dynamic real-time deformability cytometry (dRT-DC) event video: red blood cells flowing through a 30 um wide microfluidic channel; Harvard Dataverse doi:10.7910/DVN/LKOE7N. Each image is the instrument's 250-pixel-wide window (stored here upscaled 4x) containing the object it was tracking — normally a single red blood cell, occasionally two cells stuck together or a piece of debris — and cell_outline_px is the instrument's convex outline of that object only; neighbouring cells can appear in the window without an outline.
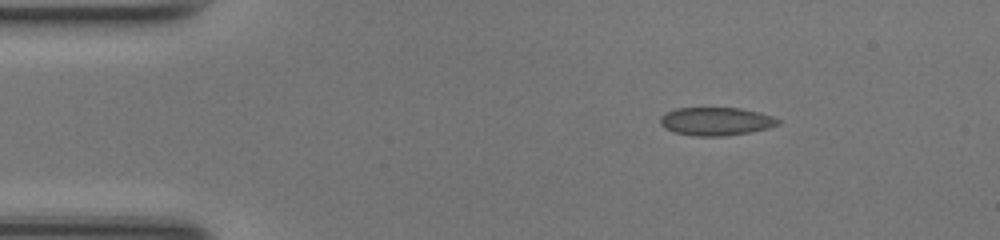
{"species": "common noctule bat (a hibernating species)", "species_latin": "Nyctalus noctula", "temperature_condition": "room temperature", "stored_images_in_passage": 42, "camera_frame_rate_fps": 3000, "um_per_image_px": 0.085, "animal": {"sex": "female", "body_mass_g": 17.0, "forearm_length_mm": 48.0}, "frame": {"image": 1, "passage_image": 1, "time_ms": 0.0, "image_size_px": [1000, 240], "cell_outline_px": [[780, 124], [768, 128], [748, 132], [724, 136], [696, 136], [676, 132], [664, 128], [660, 124], [660, 116], [664, 112], [676, 108], [740, 108], [760, 112], [772, 116], [780, 120]], "centroid_in_image_um": [60.84, 10.3], "position_along_channel_um": 24.2, "area_um2": 19.36}}
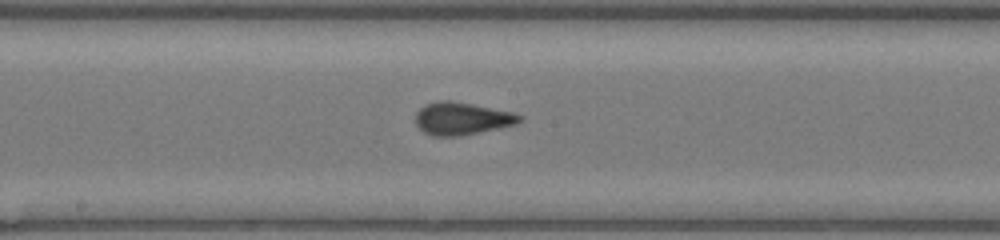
{"frame": {"image": 2, "passage_image": 19, "time_ms": 6.0, "image_size_px": [1000, 240], "cell_outline_px": [[524, 120], [516, 124], [500, 128], [460, 136], [432, 136], [424, 132], [416, 124], [416, 112], [424, 104], [440, 100], [448, 100], [472, 104], [512, 112], [520, 116]], "centroid_in_image_um": [39.24, 10.08], "position_along_channel_um": 209.0, "area_um2": 19.71}}
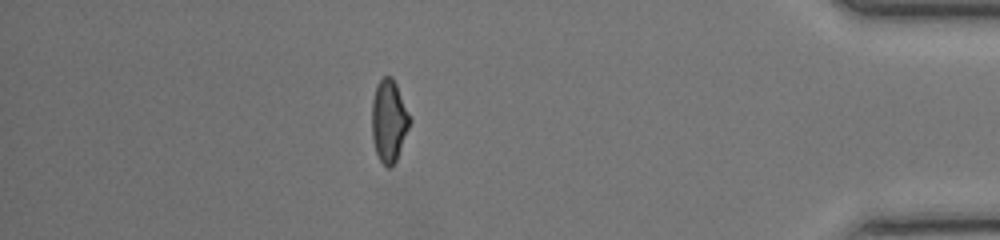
{"frame": {"image": 3, "passage_image": 36, "time_ms": 11.667, "image_size_px": [1000, 240], "cell_outline_px": [[412, 120], [396, 160], [392, 168], [388, 168], [380, 160], [376, 152], [372, 140], [372, 100], [376, 84], [384, 76], [392, 76], [396, 84]], "centroid_in_image_um": [33.05, 10.27], "position_along_channel_um": 402.1, "area_um2": 18.21}, "authors_computed_cell_mechanics": {"area_um2": 18.9584, "velocity_mm_per_s": 4.2525, "shape_relaxation_time_tau1_ms": 3.8725, "shape_relaxation_time_tau2_ms": null, "deformation_change_tau1": 0.1309, "deformation_change_tau2": null}}